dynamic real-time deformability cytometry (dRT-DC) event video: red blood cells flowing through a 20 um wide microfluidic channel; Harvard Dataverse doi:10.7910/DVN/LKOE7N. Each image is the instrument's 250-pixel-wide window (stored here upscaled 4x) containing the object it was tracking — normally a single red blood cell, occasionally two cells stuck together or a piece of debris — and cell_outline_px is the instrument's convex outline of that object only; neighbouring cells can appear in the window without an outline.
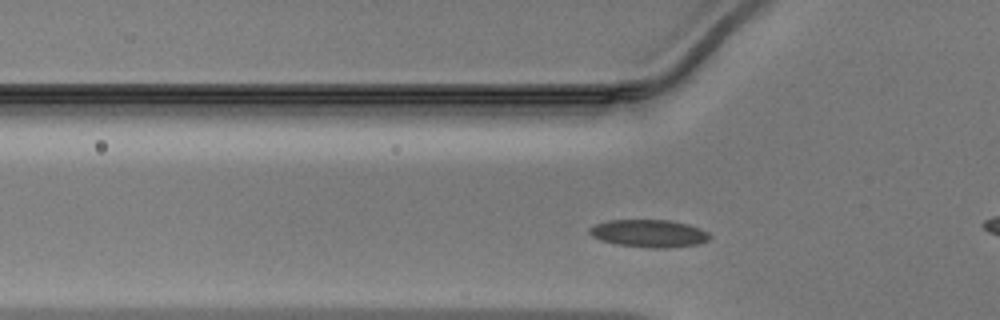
{"species": "Egyptian fruit bat (a non-hibernating species)", "species_latin": "Rousettus aegyptiacus", "temperature_condition": "warm", "stored_images_in_passage": 36, "camera_frame_rate_fps": 3000, "um_per_image_px": 0.085, "animal": {"sex": "male"}, "frame": {"image": 1, "passage_image": 10, "time_ms": 3.0, "image_size_px": [1000, 320], "cell_outline_px": [[712, 236], [708, 240], [700, 244], [668, 248], [652, 248], [616, 244], [600, 240], [592, 236], [588, 232], [588, 228], [596, 224], [608, 220], [668, 220], [688, 224], [700, 228], [708, 232]], "centroid_in_image_um": [55.18, 19.84], "position_along_channel_um": 70.6, "area_um2": 19.48}}
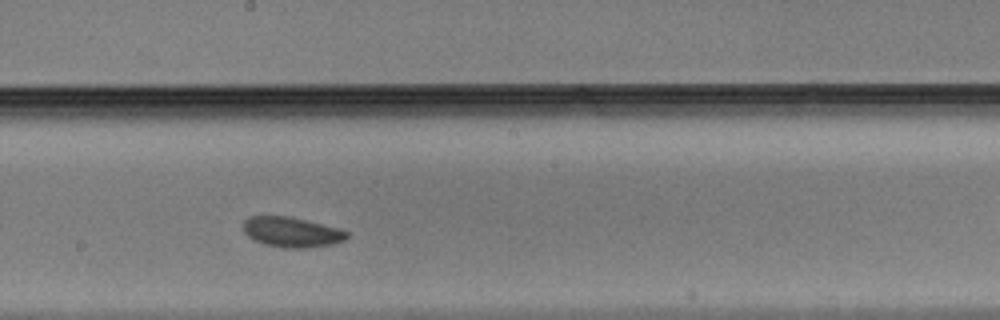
{"frame": {"image": 2, "passage_image": 21, "time_ms": 6.667, "image_size_px": [1000, 320], "cell_outline_px": [[348, 236], [344, 240], [332, 244], [308, 248], [284, 248], [264, 244], [252, 240], [244, 232], [244, 220], [248, 216], [288, 216], [336, 228], [348, 232]], "centroid_in_image_um": [24.74, 19.74], "position_along_channel_um": 223.5, "area_um2": 18.03}}
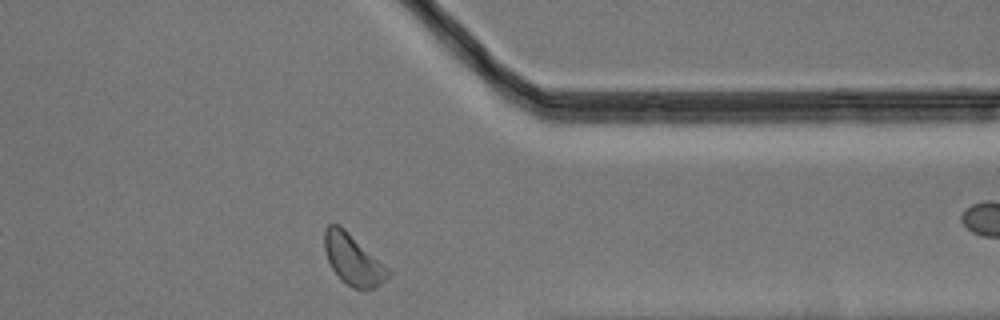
{"frame": {"image": 3, "passage_image": 33, "time_ms": 10.667, "image_size_px": [1000, 320], "cell_outline_px": [[392, 272], [376, 288], [352, 288], [340, 280], [332, 268], [328, 260], [324, 248], [324, 228], [328, 224], [340, 224], [384, 264]], "centroid_in_image_um": [29.98, 22.04], "position_along_channel_um": 381.4, "area_um2": 18.73}}